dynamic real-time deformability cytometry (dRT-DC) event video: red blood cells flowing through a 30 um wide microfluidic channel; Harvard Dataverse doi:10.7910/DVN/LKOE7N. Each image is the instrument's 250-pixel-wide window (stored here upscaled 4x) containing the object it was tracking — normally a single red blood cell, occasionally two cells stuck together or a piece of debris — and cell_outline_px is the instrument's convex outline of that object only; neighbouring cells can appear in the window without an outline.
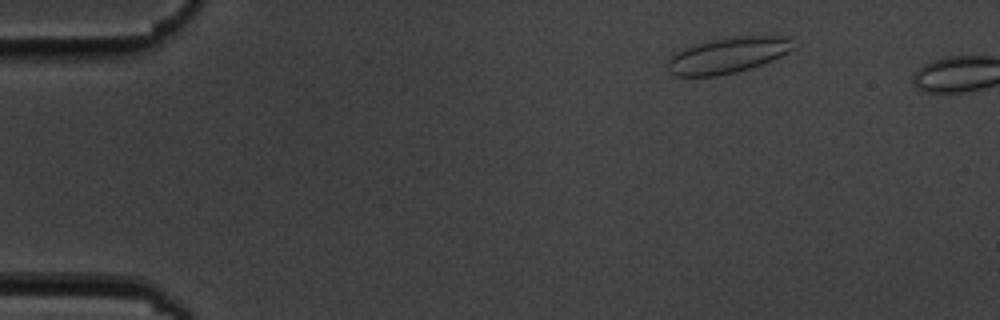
{"species": "common noctule bat (a hibernating species)", "species_latin": "Nyctalus noctula", "temperature_condition": "cold", "stored_images_in_passage": 2, "camera_frame_rate_fps": 3000, "um_per_image_px": 0.085, "animal": {"sex": "male", "body_mass_g": 19.5, "forearm_length_mm": 54.6}, "frame": {"image": 1, "passage_image": 1, "time_ms": 0.0, "image_size_px": [1000, 320], "cell_outline_px": [[796, 48], [772, 60], [736, 72], [716, 76], [676, 76], [668, 72], [668, 60], [672, 52], [692, 44], [728, 36], [792, 36]], "centroid_in_image_um": [61.84, 4.67], "position_along_channel_um": 23.2, "area_um2": 26.65}}